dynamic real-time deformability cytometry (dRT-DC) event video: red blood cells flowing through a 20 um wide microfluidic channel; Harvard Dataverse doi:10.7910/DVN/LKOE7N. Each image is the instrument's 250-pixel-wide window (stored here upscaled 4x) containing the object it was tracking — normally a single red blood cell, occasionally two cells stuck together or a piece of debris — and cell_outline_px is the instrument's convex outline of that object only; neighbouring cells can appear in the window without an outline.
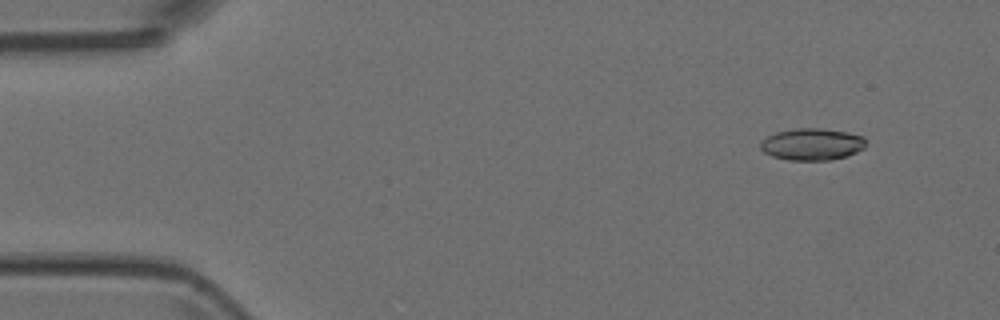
{"species": "Egyptian fruit bat (a non-hibernating species)", "species_latin": "Rousettus aegyptiacus", "temperature_condition": "room temperature", "stored_images_in_passage": 5, "camera_frame_rate_fps": 3000, "um_per_image_px": 0.085, "animal": {"sex": "female"}, "frame": {"image": 1, "passage_image": 2, "time_ms": 0.333, "image_size_px": [1000, 320], "cell_outline_px": [[864, 148], [848, 156], [832, 160], [788, 160], [772, 156], [764, 152], [760, 148], [760, 144], [768, 136], [776, 132], [796, 128], [820, 128], [848, 132], [864, 136]], "centroid_in_image_um": [69.03, 12.26], "position_along_channel_um": 16.0, "area_um2": 19.59}}